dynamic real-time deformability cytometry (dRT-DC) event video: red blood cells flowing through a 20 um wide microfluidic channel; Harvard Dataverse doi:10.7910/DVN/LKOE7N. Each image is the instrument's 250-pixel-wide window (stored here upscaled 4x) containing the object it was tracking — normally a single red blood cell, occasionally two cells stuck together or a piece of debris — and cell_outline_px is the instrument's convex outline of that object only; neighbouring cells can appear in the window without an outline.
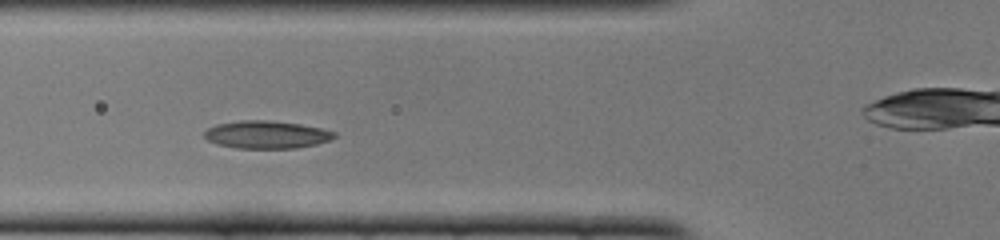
{"species": "common noctule bat (a hibernating species)", "species_latin": "Nyctalus noctula", "temperature_condition": "cold", "stored_images_in_passage": 31, "camera_frame_rate_fps": 3000, "um_per_image_px": 0.085, "animal": {"sex": "female", "body_mass_g": 22.0, "forearm_length_mm": 56.7}, "frame": {"image": 1, "passage_image": 6, "time_ms": 1.667, "image_size_px": [1000, 240], "cell_outline_px": [[336, 136], [332, 140], [316, 144], [296, 148], [236, 148], [216, 144], [208, 140], [204, 136], [204, 132], [208, 128], [216, 124], [240, 120], [268, 120], [300, 124], [320, 128], [336, 132]], "centroid_in_image_um": [22.66, 11.44], "position_along_channel_um": 103.1, "area_um2": 21.04}}
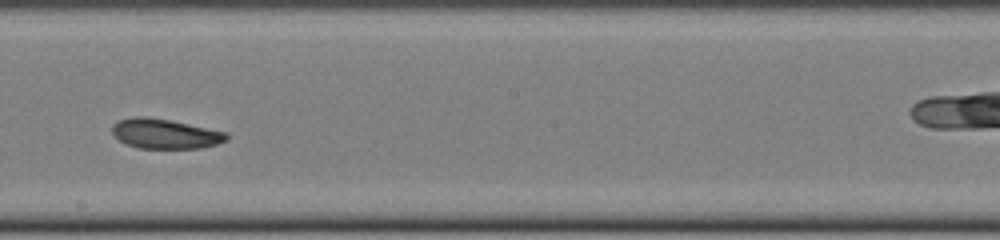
{"frame": {"image": 2, "passage_image": 16, "time_ms": 5.0, "image_size_px": [1000, 240], "cell_outline_px": [[228, 140], [216, 144], [200, 148], [140, 148], [124, 144], [112, 132], [112, 124], [116, 120], [132, 116], [144, 116], [168, 120], [228, 132]], "centroid_in_image_um": [14.0, 11.36], "position_along_channel_um": 234.2, "area_um2": 19.88}}
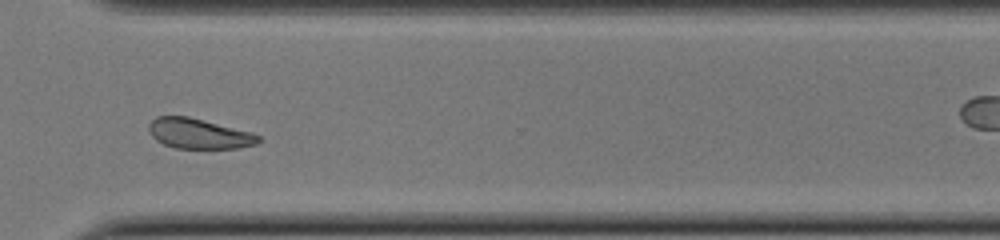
{"frame": {"image": 3, "passage_image": 25, "time_ms": 8.0, "image_size_px": [1000, 240], "cell_outline_px": [[260, 140], [256, 144], [236, 148], [176, 148], [164, 144], [156, 140], [152, 136], [148, 128], [148, 124], [156, 116], [188, 116], [252, 132], [260, 136]], "centroid_in_image_um": [16.89, 11.35], "position_along_channel_um": 353.7, "area_um2": 19.19}, "authors_computed_cell_mechanics": {"area_um2": 19.7676, "velocity_mm_per_s": 3.9497, "shape_relaxation_time_tau1_ms": 5.2862, "shape_relaxation_time_tau2_ms": 4.8051, "deformation_change_tau1": 0.0968, "deformation_change_tau2": 0.1039}}